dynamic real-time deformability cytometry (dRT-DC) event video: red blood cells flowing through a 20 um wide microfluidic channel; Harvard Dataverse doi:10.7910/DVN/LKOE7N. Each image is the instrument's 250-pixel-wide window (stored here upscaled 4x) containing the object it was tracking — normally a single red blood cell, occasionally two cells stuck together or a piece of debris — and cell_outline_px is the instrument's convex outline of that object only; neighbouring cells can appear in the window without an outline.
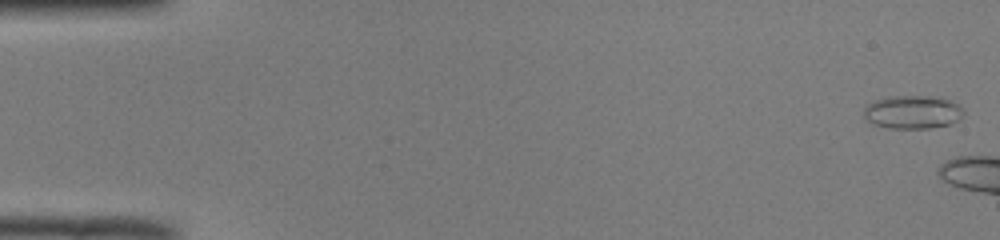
{"species": "common noctule bat (a hibernating species)", "species_latin": "Nyctalus noctula", "temperature_condition": "room temperature", "stored_images_in_passage": 7, "camera_frame_rate_fps": 3000, "um_per_image_px": 0.085, "animal": {"sex": "male", "body_mass_g": 19.0, "forearm_length_mm": 50.8}, "frame": {"image": 1, "passage_image": 1, "time_ms": 0.0, "image_size_px": [1000, 240], "cell_outline_px": [[964, 112], [960, 120], [948, 124], [928, 128], [888, 128], [872, 124], [864, 116], [864, 108], [868, 104], [876, 100], [896, 96], [928, 96], [948, 100], [956, 104]], "centroid_in_image_um": [77.55, 9.54], "position_along_channel_um": 7.5, "area_um2": 19.02}}